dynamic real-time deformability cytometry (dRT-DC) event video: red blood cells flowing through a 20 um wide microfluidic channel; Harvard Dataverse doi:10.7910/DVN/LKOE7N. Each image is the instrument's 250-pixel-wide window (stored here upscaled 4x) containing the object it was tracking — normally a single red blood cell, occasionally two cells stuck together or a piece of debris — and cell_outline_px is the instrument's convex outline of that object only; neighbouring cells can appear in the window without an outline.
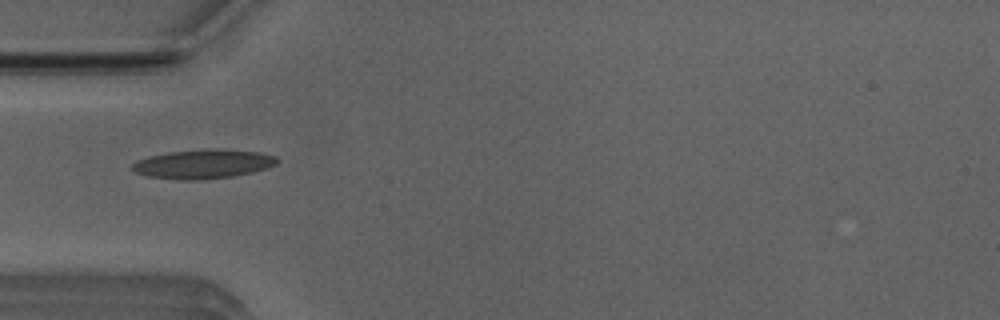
{"species": "Egyptian fruit bat (a non-hibernating species)", "species_latin": "Rousettus aegyptiacus", "temperature_condition": "room temperature", "stored_images_in_passage": 38, "camera_frame_rate_fps": 3000, "um_per_image_px": 0.085, "animal": {"sex": "male"}, "frame": {"image": 1, "passage_image": 3, "time_ms": 0.667, "image_size_px": [1000, 320], "cell_outline_px": [[276, 164], [268, 168], [252, 172], [232, 176], [200, 180], [184, 180], [148, 176], [136, 172], [132, 168], [132, 164], [136, 160], [148, 156], [168, 152], [208, 148], [224, 148], [256, 152], [276, 156]], "centroid_in_image_um": [17.26, 13.92], "position_along_channel_um": 67.7, "area_um2": 24.62}}
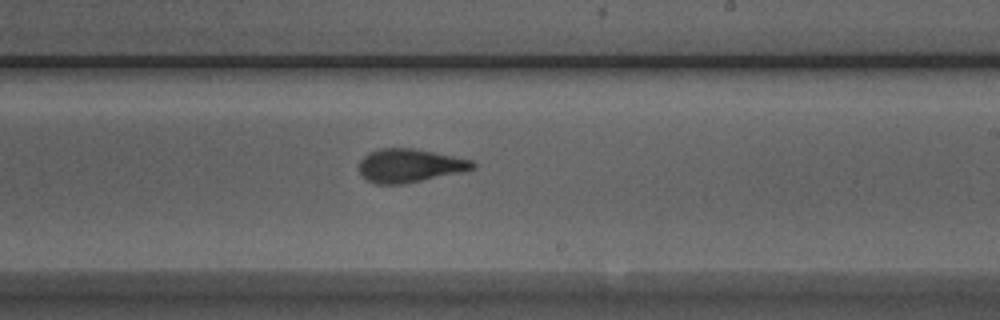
{"frame": {"image": 2, "passage_image": 17, "time_ms": 5.333, "image_size_px": [1000, 320], "cell_outline_px": [[476, 164], [472, 168], [460, 172], [400, 184], [376, 184], [368, 180], [360, 172], [360, 160], [368, 152], [380, 148], [412, 148], [472, 160]], "centroid_in_image_um": [34.77, 14.06], "position_along_channel_um": 254.2, "area_um2": 21.62}}
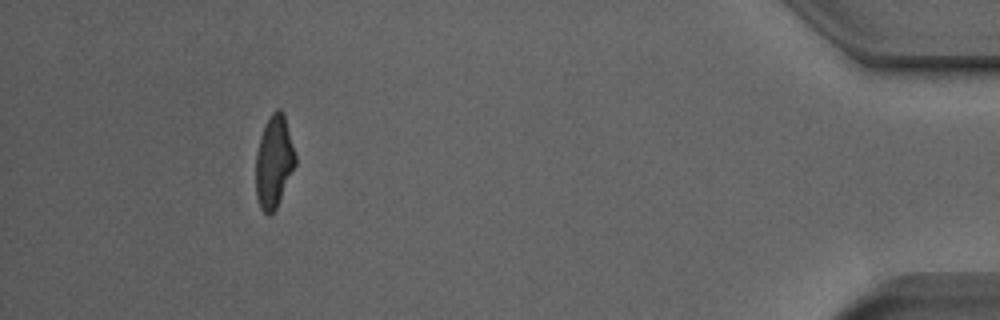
{"frame": {"image": 3, "passage_image": 34, "time_ms": 11.0, "image_size_px": [1000, 320], "cell_outline_px": [[296, 164], [276, 208], [268, 216], [260, 208], [256, 196], [256, 152], [260, 136], [272, 112], [276, 108], [280, 108], [284, 112], [296, 156]], "centroid_in_image_um": [23.29, 13.73], "position_along_channel_um": 411.9, "area_um2": 21.21}, "authors_computed_cell_mechanics": {"area_um2": 21.9351, "velocity_mm_per_s": 3.9893, "shape_relaxation_time_tau1_ms": 7.9184, "shape_relaxation_time_tau2_ms": 1.7493, "deformation_change_tau1": 0.2601, "deformation_change_tau2": 0.0862}}